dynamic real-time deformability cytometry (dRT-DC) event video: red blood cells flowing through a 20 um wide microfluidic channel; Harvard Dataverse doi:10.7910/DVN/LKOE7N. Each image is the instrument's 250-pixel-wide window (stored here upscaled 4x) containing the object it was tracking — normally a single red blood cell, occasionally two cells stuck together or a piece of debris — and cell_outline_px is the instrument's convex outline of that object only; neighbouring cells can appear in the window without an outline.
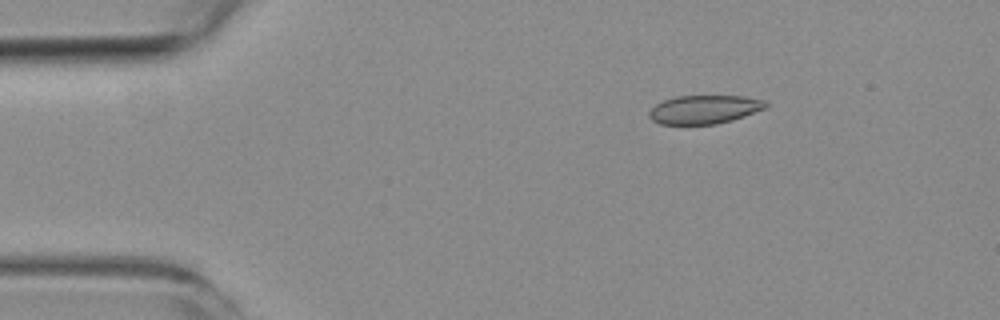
{"species": "common noctule bat (a hibernating species)", "species_latin": "Nyctalus noctula", "temperature_condition": "room temperature", "stored_images_in_passage": 5, "camera_frame_rate_fps": 3000, "um_per_image_px": 0.085, "animal": {"sex": "female", "body_mass_g": 19.3, "forearm_length_mm": 54.1}, "frame": {"image": 1, "passage_image": 3, "time_ms": 2.333, "image_size_px": [1000, 320], "cell_outline_px": [[768, 104], [764, 108], [744, 116], [732, 120], [716, 124], [660, 124], [652, 120], [648, 116], [648, 112], [656, 104], [664, 100], [676, 96], [744, 96], [764, 100]], "centroid_in_image_um": [59.84, 9.3], "position_along_channel_um": 25.2, "area_um2": 19.31}}